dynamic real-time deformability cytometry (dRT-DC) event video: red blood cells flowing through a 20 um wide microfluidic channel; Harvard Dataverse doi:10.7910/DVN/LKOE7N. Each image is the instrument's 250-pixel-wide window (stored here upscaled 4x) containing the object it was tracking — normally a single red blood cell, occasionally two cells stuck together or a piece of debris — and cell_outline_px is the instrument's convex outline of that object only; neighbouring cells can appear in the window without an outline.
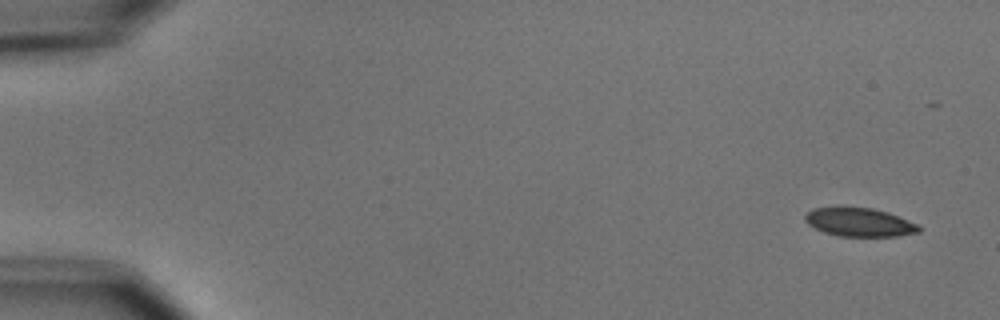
{"species": "common noctule bat (a hibernating species)", "species_latin": "Nyctalus noctula", "temperature_condition": "cold", "stored_images_in_passage": 5, "camera_frame_rate_fps": 3000, "um_per_image_px": 0.085, "animal": {"sex": "male", "body_mass_g": 15.6}, "frame": {"image": 1, "passage_image": 1, "time_ms": 0.0, "image_size_px": [1000, 320], "cell_outline_px": [[920, 232], [900, 236], [840, 236], [824, 232], [808, 224], [804, 220], [804, 216], [812, 208], [836, 204], [840, 204], [872, 208], [888, 212], [920, 224]], "centroid_in_image_um": [73.02, 18.84], "position_along_channel_um": 12.0, "area_um2": 19.77}}
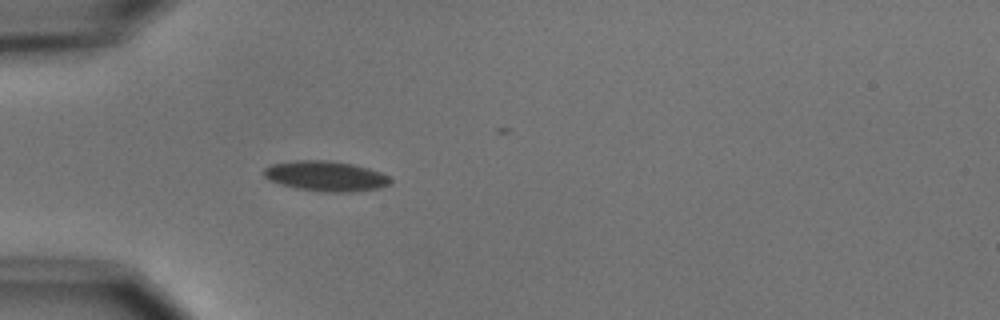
{"frame": {"image": 2, "passage_image": 5, "time_ms": 4.667, "image_size_px": [1000, 320], "cell_outline_px": [[392, 184], [380, 188], [352, 192], [324, 192], [296, 188], [280, 184], [268, 180], [260, 172], [268, 164], [296, 160], [324, 160], [352, 164], [368, 168], [380, 172], [388, 176], [392, 180]], "centroid_in_image_um": [27.65, 14.97], "position_along_channel_um": 57.3, "area_um2": 22.54}}